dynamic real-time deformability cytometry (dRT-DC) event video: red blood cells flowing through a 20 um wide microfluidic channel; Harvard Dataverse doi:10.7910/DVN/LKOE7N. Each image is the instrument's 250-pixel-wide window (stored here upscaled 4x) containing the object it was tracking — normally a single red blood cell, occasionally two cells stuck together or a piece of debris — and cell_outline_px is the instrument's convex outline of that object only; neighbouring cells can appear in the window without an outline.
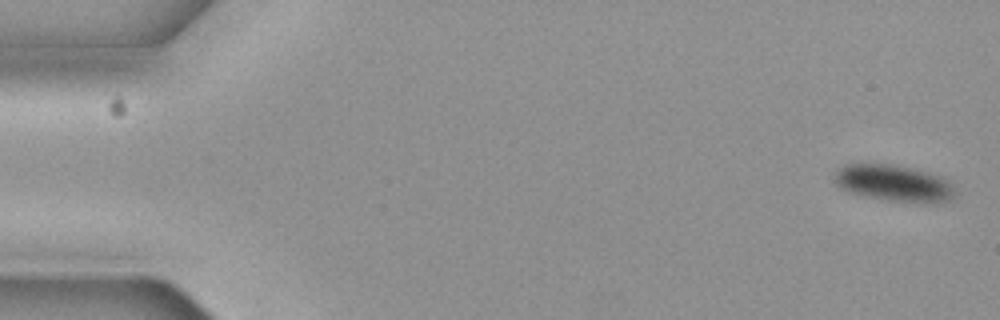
{"species": "common noctule bat (a hibernating species)", "species_latin": "Nyctalus noctula", "temperature_condition": "cold", "stored_images_in_passage": 7, "camera_frame_rate_fps": 3000, "um_per_image_px": 0.085, "animal": {"sex": "female", "body_mass_g": 19.3, "forearm_length_mm": 54.1}, "frame": {"image": 1, "passage_image": 1, "time_ms": 0.0, "image_size_px": [1000, 320], "cell_outline_px": [[956, 196], [952, 200], [936, 204], [916, 204], [888, 200], [848, 192], [840, 188], [836, 184], [836, 172], [844, 164], [896, 164], [924, 172], [936, 176], [944, 180], [952, 188]], "centroid_in_image_um": [75.99, 15.61], "position_along_channel_um": 9.0, "area_um2": 25.55}}